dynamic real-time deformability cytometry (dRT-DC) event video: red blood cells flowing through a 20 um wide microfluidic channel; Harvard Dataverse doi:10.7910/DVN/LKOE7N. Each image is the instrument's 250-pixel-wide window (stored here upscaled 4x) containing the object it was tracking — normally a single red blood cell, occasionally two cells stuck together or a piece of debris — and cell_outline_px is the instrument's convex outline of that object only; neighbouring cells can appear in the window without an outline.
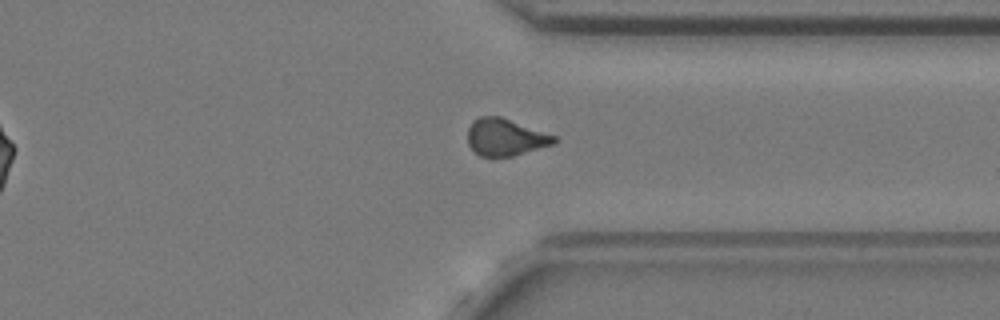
{"species": "common noctule bat (a hibernating species)", "species_latin": "Nyctalus noctula", "temperature_condition": "cold", "stored_images_in_passage": 40, "camera_frame_rate_fps": 3000, "um_per_image_px": 0.085, "animal": {"sex": "female", "body_mass_g": 24.6, "forearm_length_mm": 56.2}, "frame": {"image": 1, "passage_image": 34, "time_ms": 11.0, "image_size_px": [1000, 320], "cell_outline_px": [[560, 140], [556, 144], [512, 156], [480, 156], [468, 144], [468, 128], [472, 120], [480, 116], [500, 116], [556, 136]], "centroid_in_image_um": [42.98, 11.66], "position_along_channel_um": 368.4, "area_um2": 18.73}}
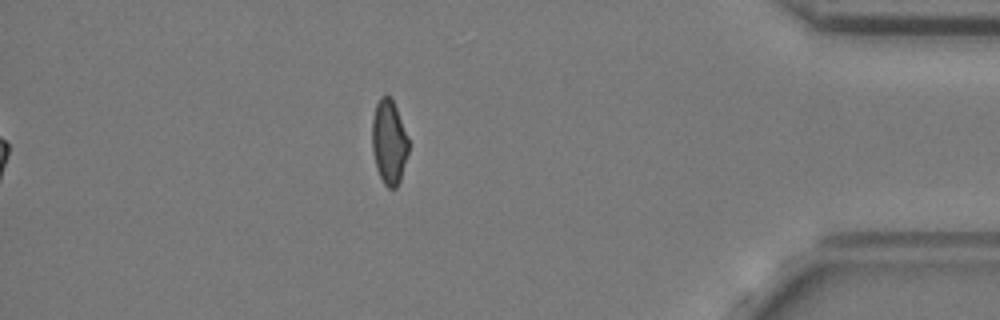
{"frame": {"image": 2, "passage_image": 40, "time_ms": 13.0, "image_size_px": [1000, 320], "cell_outline_px": [[408, 152], [400, 180], [396, 188], [388, 188], [384, 184], [376, 168], [372, 152], [372, 120], [376, 104], [380, 96], [388, 96], [392, 100], [396, 108], [408, 136]], "centroid_in_image_um": [33.05, 12.08], "position_along_channel_um": 402.1, "area_um2": 17.86}, "authors_computed_cell_mechanics": {"area_um2": 19.0162, "velocity_mm_per_s": 3.6699, "shape_relaxation_time_tau1_ms": null, "shape_relaxation_time_tau2_ms": 2.2028, "deformation_change_tau1": null, "deformation_change_tau2": 0.0909}}